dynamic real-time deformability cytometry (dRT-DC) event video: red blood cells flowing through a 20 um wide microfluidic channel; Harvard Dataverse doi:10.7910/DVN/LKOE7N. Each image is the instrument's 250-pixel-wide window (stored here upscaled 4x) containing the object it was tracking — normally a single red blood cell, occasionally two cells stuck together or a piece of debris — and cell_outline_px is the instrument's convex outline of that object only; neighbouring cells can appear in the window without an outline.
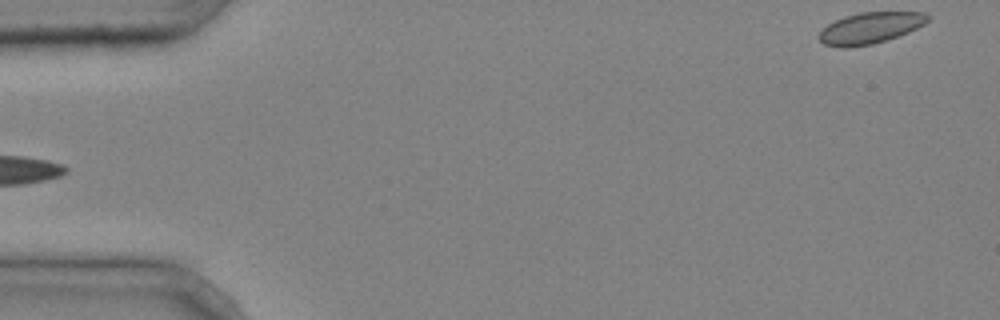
{"species": "common noctule bat (a hibernating species)", "species_latin": "Nyctalus noctula", "temperature_condition": "cold", "stored_images_in_passage": 5, "camera_frame_rate_fps": 3000, "um_per_image_px": 0.085, "animal": {"sex": "male", "body_mass_g": 20.4}, "frame": {"image": 1, "passage_image": 5, "time_ms": 1.333, "image_size_px": [1000, 320], "cell_outline_px": [[932, 16], [924, 24], [908, 32], [872, 44], [848, 48], [840, 48], [824, 44], [816, 36], [828, 24], [844, 16], [860, 12], [924, 12]], "centroid_in_image_um": [73.95, 2.37], "position_along_channel_um": 11.1, "area_um2": 19.77}}